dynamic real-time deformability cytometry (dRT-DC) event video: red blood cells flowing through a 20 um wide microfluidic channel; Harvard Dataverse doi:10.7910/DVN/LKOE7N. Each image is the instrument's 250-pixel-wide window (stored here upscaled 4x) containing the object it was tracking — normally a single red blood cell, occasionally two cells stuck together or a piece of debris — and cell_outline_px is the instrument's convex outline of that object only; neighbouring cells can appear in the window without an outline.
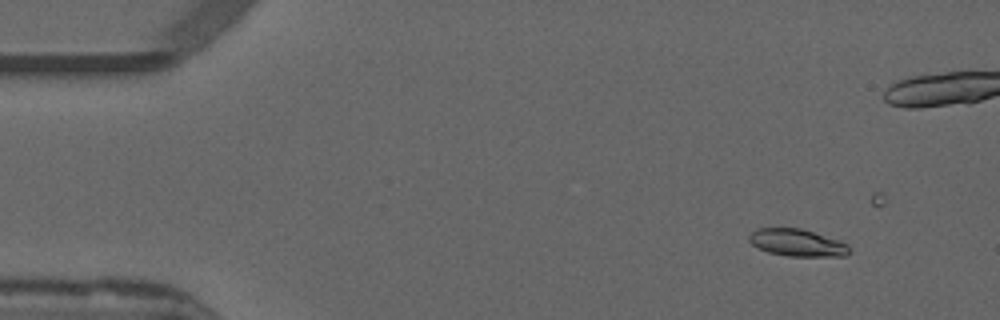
{"species": "common noctule bat (a hibernating species)", "species_latin": "Nyctalus noctula", "temperature_condition": "warm", "stored_images_in_passage": 16, "camera_frame_rate_fps": 3000, "um_per_image_px": 0.085, "animal": {"sex": "male", "forearm_length_mm": 52.5}, "frame": {"image": 1, "passage_image": 5, "time_ms": 1.333, "image_size_px": [1000, 320], "cell_outline_px": [[848, 252], [844, 256], [788, 256], [768, 252], [752, 244], [748, 240], [748, 236], [756, 228], [800, 228], [848, 244]], "centroid_in_image_um": [67.7, 20.63], "position_along_channel_um": 17.3, "area_um2": 15.55}}